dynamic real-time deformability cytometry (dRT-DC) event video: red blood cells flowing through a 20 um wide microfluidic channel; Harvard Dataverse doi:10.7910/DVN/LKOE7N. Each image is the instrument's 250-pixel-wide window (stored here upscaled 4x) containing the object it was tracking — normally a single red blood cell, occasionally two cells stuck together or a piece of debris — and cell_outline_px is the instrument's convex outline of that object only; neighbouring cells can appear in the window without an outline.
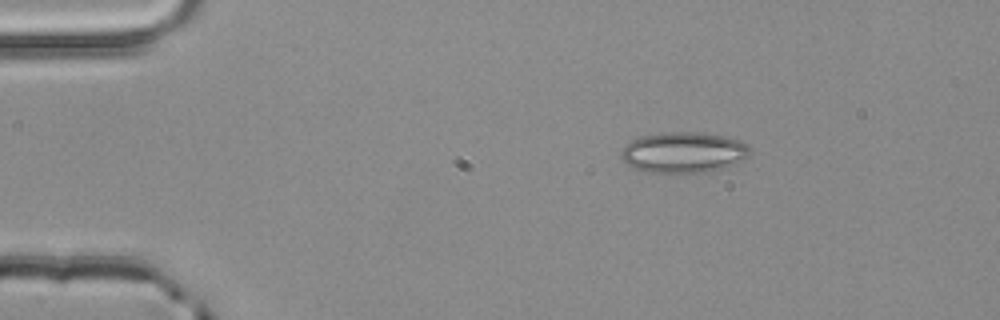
{"species": "common noctule bat (a hibernating species)", "species_latin": "Nyctalus noctula", "temperature_condition": "room temperature", "stored_images_in_passage": 2, "camera_frame_rate_fps": 3000, "um_per_image_px": 0.085, "animal": {"sex": "male", "body_mass_g": 20.4}, "frame": {"image": 1, "passage_image": 1, "time_ms": 0.0, "image_size_px": [1000, 320], "cell_outline_px": [[752, 152], [748, 156], [724, 168], [704, 172], [644, 172], [632, 168], [620, 156], [620, 152], [632, 140], [644, 136], [664, 132], [696, 132], [724, 136], [740, 140], [748, 144], [752, 148]], "centroid_in_image_um": [58.13, 12.95], "position_along_channel_um": 26.9, "area_um2": 30.46}}